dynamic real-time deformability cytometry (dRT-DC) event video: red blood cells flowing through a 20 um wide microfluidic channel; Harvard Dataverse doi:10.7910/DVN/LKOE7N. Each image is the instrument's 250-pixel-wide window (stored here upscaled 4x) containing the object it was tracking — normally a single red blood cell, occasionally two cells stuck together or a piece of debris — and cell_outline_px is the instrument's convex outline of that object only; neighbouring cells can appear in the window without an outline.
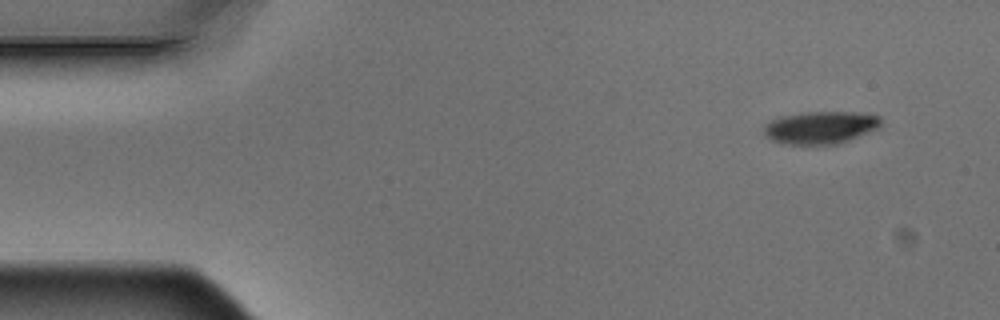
{"species": "Egyptian fruit bat (a non-hibernating species)", "species_latin": "Rousettus aegyptiacus", "temperature_condition": "warm", "stored_images_in_passage": 7, "camera_frame_rate_fps": 3000, "um_per_image_px": 0.085, "animal": {"sex": "male"}, "frame": {"image": 1, "passage_image": 1, "time_ms": 0.0, "image_size_px": [1000, 320], "cell_outline_px": [[880, 124], [876, 128], [868, 132], [848, 140], [836, 144], [792, 144], [772, 140], [764, 136], [764, 124], [780, 116], [804, 112], [860, 112], [880, 116]], "centroid_in_image_um": [69.71, 10.82], "position_along_channel_um": 15.3, "area_um2": 21.96}}
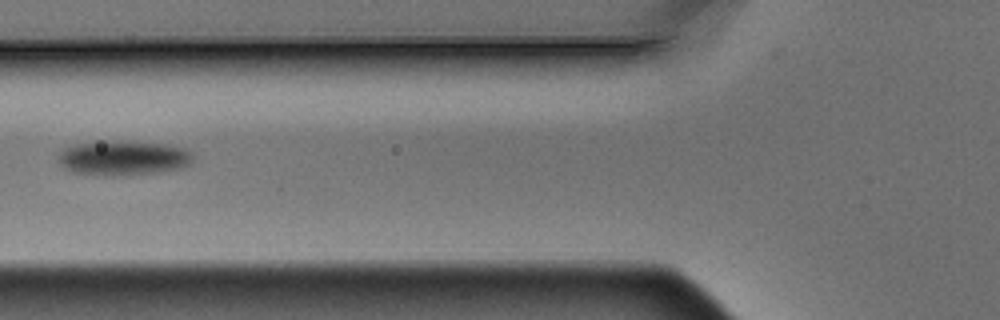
{"frame": {"image": 2, "passage_image": 5, "time_ms": 1.333, "image_size_px": [1000, 320], "cell_outline_px": [[196, 156], [188, 164], [180, 168], [156, 172], [76, 172], [64, 168], [60, 164], [60, 152], [64, 148], [76, 144], [168, 144], [184, 148], [192, 152]], "centroid_in_image_um": [10.58, 13.42], "position_along_channel_um": 115.2, "area_um2": 24.57}}
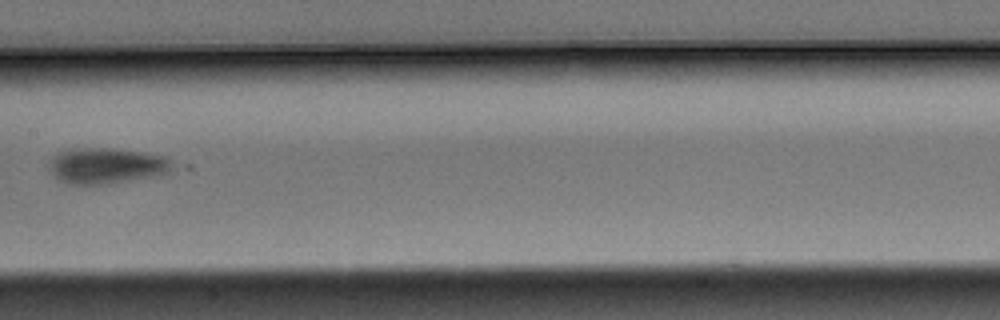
{"frame": {"image": 3, "passage_image": 7, "time_ms": 2.0, "image_size_px": [1000, 320], "cell_outline_px": [[172, 168], [168, 172], [160, 176], [108, 184], [68, 184], [60, 180], [52, 172], [52, 156], [56, 152], [64, 148], [112, 148], [140, 152], [160, 156], [172, 160]], "centroid_in_image_um": [9.06, 14.08], "position_along_channel_um": 198.3, "area_um2": 25.72}}